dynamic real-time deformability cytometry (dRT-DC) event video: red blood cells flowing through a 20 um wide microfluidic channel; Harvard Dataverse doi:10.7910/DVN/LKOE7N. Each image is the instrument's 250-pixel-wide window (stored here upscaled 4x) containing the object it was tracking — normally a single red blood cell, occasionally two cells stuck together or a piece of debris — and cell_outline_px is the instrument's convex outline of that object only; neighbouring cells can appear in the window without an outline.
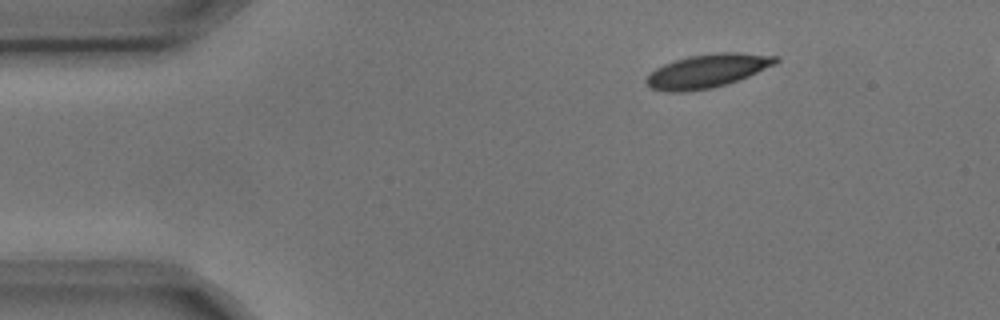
{"species": "common noctule bat (a hibernating species)", "species_latin": "Nyctalus noctula", "temperature_condition": "cold", "stored_images_in_passage": 4, "camera_frame_rate_fps": 3000, "um_per_image_px": 0.085, "animal": {"sex": "male", "body_mass_g": 17.9, "forearm_length_mm": 54.2}, "frame": {"image": 1, "passage_image": 1, "time_ms": 0.0, "image_size_px": [1000, 320], "cell_outline_px": [[780, 60], [776, 64], [748, 76], [728, 84], [712, 88], [684, 92], [664, 92], [652, 88], [644, 80], [648, 72], [664, 64], [688, 56], [716, 52], [740, 52], [780, 56]], "centroid_in_image_um": [60.13, 6.02], "position_along_channel_um": 24.9, "area_um2": 25.61}}